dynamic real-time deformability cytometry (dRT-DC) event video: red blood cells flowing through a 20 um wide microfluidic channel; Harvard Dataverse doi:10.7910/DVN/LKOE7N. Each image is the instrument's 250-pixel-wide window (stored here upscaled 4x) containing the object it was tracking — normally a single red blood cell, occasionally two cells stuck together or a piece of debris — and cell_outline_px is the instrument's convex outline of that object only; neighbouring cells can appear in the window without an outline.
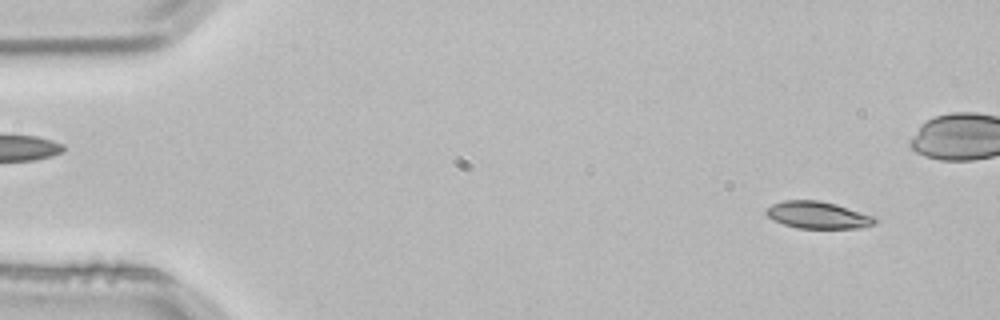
{"species": "common noctule bat (a hibernating species)", "species_latin": "Nyctalus noctula", "temperature_condition": "room temperature", "stored_images_in_passage": 5, "segment_of_instrument_passage": [2, 2], "camera_frame_rate_fps": 3000, "um_per_image_px": 0.085, "animal": {"sex": "male", "body_mass_g": 21.5, "forearm_length_mm": 52.0}, "frame": {"image": 1, "passage_image": 5, "time_ms": 1.333, "image_size_px": [1000, 320], "cell_outline_px": [[880, 220], [876, 224], [860, 228], [796, 228], [772, 220], [764, 212], [764, 208], [772, 204], [784, 200], [820, 200], [836, 204], [876, 216]], "centroid_in_image_um": [69.54, 18.28], "position_along_channel_um": 15.5, "area_um2": 17.51}}